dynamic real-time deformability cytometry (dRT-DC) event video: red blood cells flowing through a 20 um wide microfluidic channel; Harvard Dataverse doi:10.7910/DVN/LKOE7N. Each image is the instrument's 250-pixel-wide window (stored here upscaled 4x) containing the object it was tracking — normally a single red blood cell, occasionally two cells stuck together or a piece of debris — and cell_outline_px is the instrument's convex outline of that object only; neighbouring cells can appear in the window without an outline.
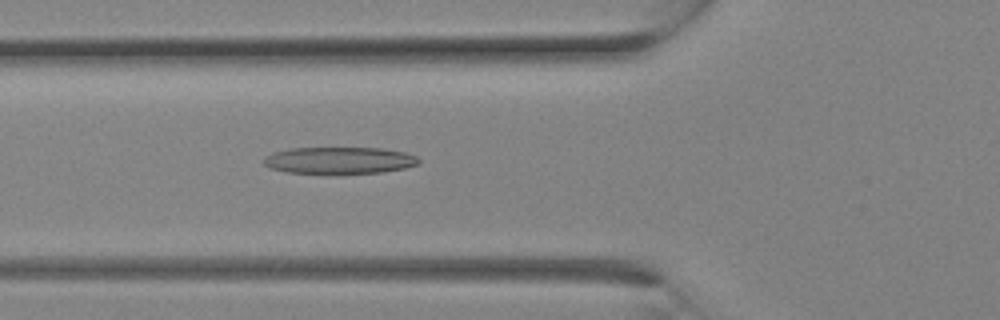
{"species": "Egyptian fruit bat (a non-hibernating species)", "species_latin": "Rousettus aegyptiacus", "temperature_condition": "room temperature", "stored_images_in_passage": 7, "camera_frame_rate_fps": 3000, "um_per_image_px": 0.085, "animal": {"sex": "female"}, "frame": {"image": 1, "passage_image": 7, "time_ms": 2.0, "image_size_px": [1000, 320], "cell_outline_px": [[420, 164], [404, 168], [384, 172], [288, 172], [268, 168], [264, 164], [264, 156], [272, 152], [288, 148], [384, 148], [404, 152], [416, 156], [420, 160]], "centroid_in_image_um": [28.84, 13.6], "position_along_channel_um": 97.0, "area_um2": 23.93}}